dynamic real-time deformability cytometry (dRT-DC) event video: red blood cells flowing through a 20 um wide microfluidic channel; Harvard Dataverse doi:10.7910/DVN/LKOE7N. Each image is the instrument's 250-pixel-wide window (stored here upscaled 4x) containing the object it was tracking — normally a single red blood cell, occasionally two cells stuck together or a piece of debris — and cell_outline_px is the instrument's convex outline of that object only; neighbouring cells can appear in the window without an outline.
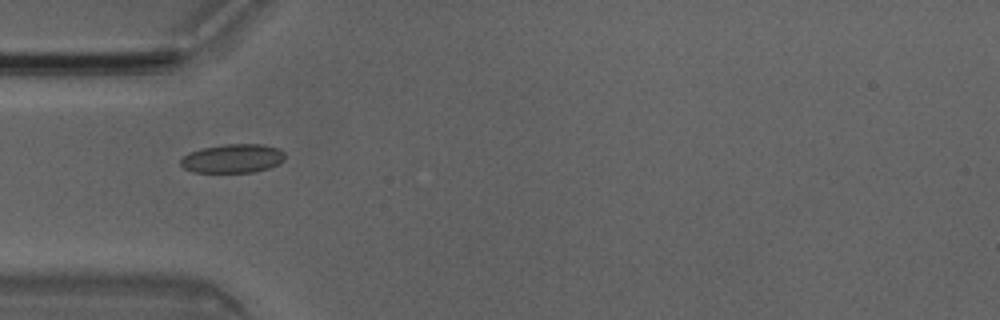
{"species": "Egyptian fruit bat (a non-hibernating species)", "species_latin": "Rousettus aegyptiacus", "temperature_condition": "room temperature", "stored_images_in_passage": 8, "camera_frame_rate_fps": 3000, "um_per_image_px": 0.085, "animal": {"sex": "male"}, "frame": {"image": 1, "passage_image": 5, "time_ms": 1.333, "image_size_px": [1000, 320], "cell_outline_px": [[284, 160], [268, 168], [252, 172], [192, 172], [184, 168], [180, 164], [180, 160], [188, 152], [200, 148], [224, 144], [264, 144], [280, 148], [284, 152]], "centroid_in_image_um": [19.76, 13.45], "position_along_channel_um": 65.2, "area_um2": 17.63}}